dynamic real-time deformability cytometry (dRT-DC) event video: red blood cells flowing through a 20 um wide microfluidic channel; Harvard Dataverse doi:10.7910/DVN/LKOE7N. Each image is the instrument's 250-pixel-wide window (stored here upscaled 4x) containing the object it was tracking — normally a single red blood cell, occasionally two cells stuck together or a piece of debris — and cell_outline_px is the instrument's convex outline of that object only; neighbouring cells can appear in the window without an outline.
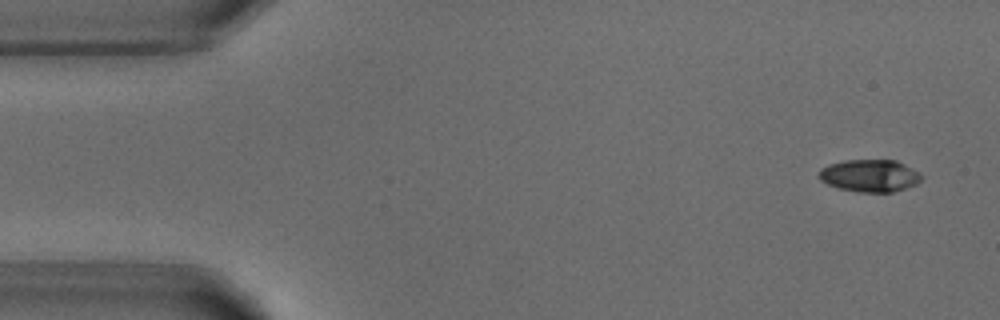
{"species": "common noctule bat (a hibernating species)", "species_latin": "Nyctalus noctula", "temperature_condition": "warm", "stored_images_in_passage": 7, "camera_frame_rate_fps": 3000, "um_per_image_px": 0.085, "animal": {"sex": "male", "body_mass_g": 18.8}, "frame": {"image": 1, "passage_image": 1, "time_ms": 0.0, "image_size_px": [1000, 320], "cell_outline_px": [[924, 176], [916, 184], [892, 192], [856, 192], [840, 188], [828, 184], [820, 180], [816, 176], [820, 168], [828, 164], [844, 160], [896, 160], [920, 172]], "centroid_in_image_um": [73.9, 14.92], "position_along_channel_um": 11.1, "area_um2": 19.48}}
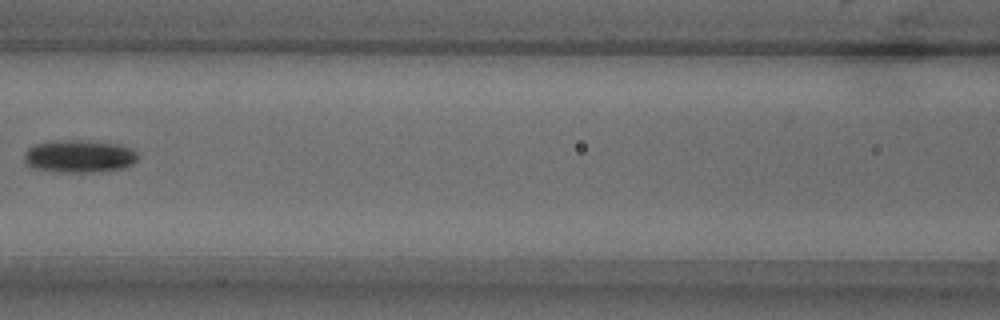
{"frame": {"image": 2, "passage_image": 6, "time_ms": 6.667, "image_size_px": [1000, 320], "cell_outline_px": [[140, 156], [132, 164], [124, 168], [88, 172], [68, 172], [32, 168], [24, 160], [24, 152], [28, 148], [36, 144], [52, 140], [80, 140], [124, 144], [140, 152]], "centroid_in_image_um": [6.79, 13.26], "position_along_channel_um": 159.8, "area_um2": 21.85}}
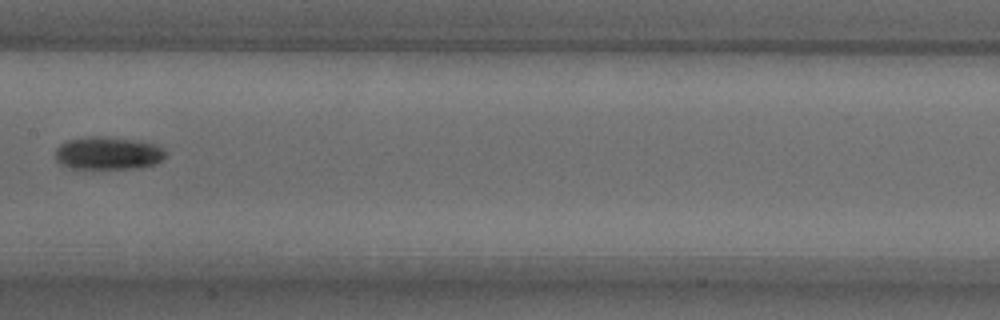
{"frame": {"image": 3, "passage_image": 7, "time_ms": 7.667, "image_size_px": [1000, 320], "cell_outline_px": [[164, 156], [156, 164], [140, 168], [68, 168], [60, 164], [56, 160], [56, 148], [60, 144], [68, 140], [88, 136], [104, 136], [132, 140], [152, 144], [164, 148]], "centroid_in_image_um": [9.14, 13.02], "position_along_channel_um": 198.3, "area_um2": 20.92}}